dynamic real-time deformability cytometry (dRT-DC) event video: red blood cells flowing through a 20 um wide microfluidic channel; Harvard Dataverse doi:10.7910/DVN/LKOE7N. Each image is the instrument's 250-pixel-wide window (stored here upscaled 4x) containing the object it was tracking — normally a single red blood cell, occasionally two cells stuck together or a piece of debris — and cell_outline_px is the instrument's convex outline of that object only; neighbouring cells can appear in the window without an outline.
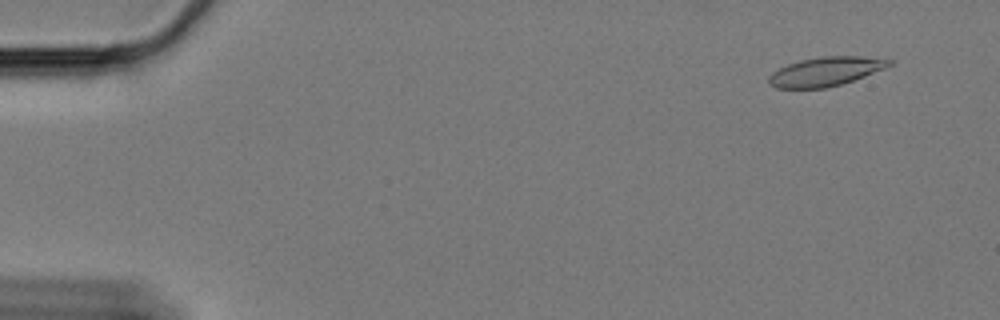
{"species": "Egyptian fruit bat (a non-hibernating species)", "species_latin": "Rousettus aegyptiacus", "temperature_condition": "cold", "stored_images_in_passage": 61, "camera_frame_rate_fps": 3000, "um_per_image_px": 0.085, "animal": {"sex": "female"}, "frame": {"image": 1, "passage_image": 5, "time_ms": 1.333, "image_size_px": [1000, 320], "cell_outline_px": [[892, 64], [884, 68], [864, 76], [840, 84], [824, 88], [776, 88], [768, 84], [768, 76], [772, 72], [788, 64], [800, 60], [824, 56], [860, 56], [892, 60]], "centroid_in_image_um": [70.13, 6.08], "position_along_channel_um": 14.9, "area_um2": 20.11}}
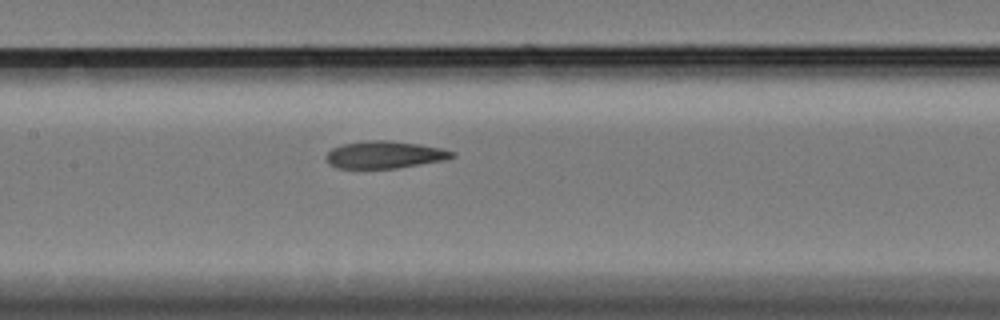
{"frame": {"image": 2, "passage_image": 30, "time_ms": 9.667, "image_size_px": [1000, 320], "cell_outline_px": [[456, 156], [444, 160], [396, 168], [336, 168], [328, 164], [324, 156], [332, 148], [344, 144], [372, 140], [388, 140], [420, 144], [444, 148], [456, 152]], "centroid_in_image_um": [32.71, 13.15], "position_along_channel_um": 174.7, "area_um2": 20.11}}
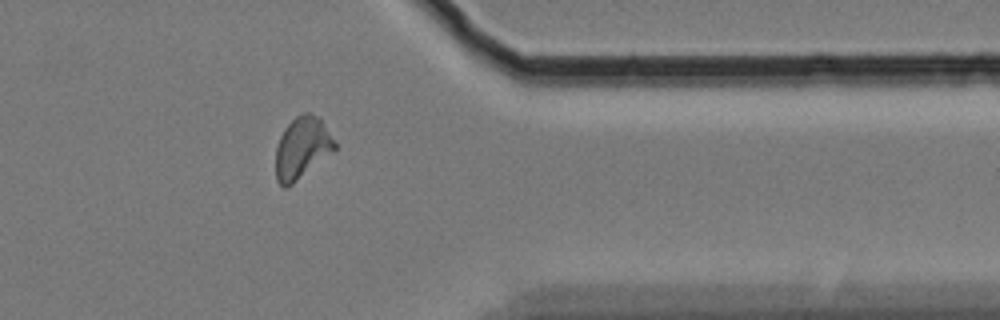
{"frame": {"image": 3, "passage_image": 50, "time_ms": 16.333, "image_size_px": [1000, 320], "cell_outline_px": [[336, 148], [288, 188], [284, 188], [276, 180], [276, 148], [280, 136], [284, 128], [296, 116], [304, 112], [308, 112], [320, 116], [336, 144]], "centroid_in_image_um": [25.65, 12.56], "position_along_channel_um": 385.7, "area_um2": 21.1}, "authors_computed_cell_mechanics": {"area_um2": 20.3456, "velocity_mm_per_s": 3.3253, "shape_relaxation_time_tau1_ms": null, "shape_relaxation_time_tau2_ms": 2.9494, "deformation_change_tau1": null, "deformation_change_tau2": 0.1078}}